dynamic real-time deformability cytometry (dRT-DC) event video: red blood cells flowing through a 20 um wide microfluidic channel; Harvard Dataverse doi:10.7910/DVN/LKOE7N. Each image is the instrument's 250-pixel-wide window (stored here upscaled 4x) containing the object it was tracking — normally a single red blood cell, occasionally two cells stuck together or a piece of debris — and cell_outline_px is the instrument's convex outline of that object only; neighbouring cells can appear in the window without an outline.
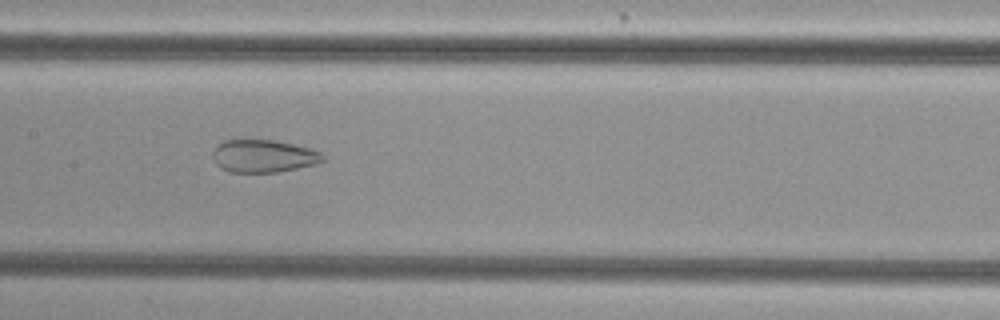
{"species": "common noctule bat (a hibernating species)", "species_latin": "Nyctalus noctula", "temperature_condition": "cold", "stored_images_in_passage": 55, "camera_frame_rate_fps": 3000, "um_per_image_px": 0.085, "animal": {"sex": "female", "body_mass_g": 29.2, "forearm_length_mm": 56.3}, "frame": {"image": 1, "passage_image": 28, "time_ms": 9.0, "image_size_px": [1000, 320], "cell_outline_px": [[324, 160], [316, 164], [276, 172], [228, 172], [220, 168], [216, 164], [212, 156], [212, 152], [224, 140], [276, 140], [312, 148], [320, 152], [324, 156]], "centroid_in_image_um": [22.4, 13.26], "position_along_channel_um": 185.0, "area_um2": 20.98}}
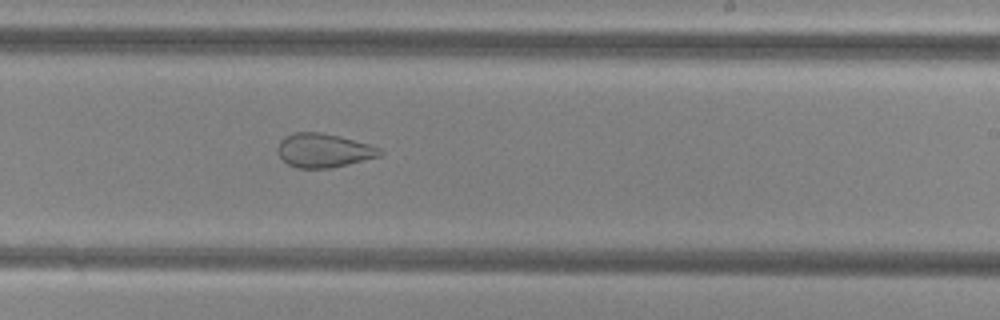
{"frame": {"image": 2, "passage_image": 34, "time_ms": 11.0, "image_size_px": [1000, 320], "cell_outline_px": [[384, 152], [380, 156], [332, 168], [296, 168], [288, 164], [276, 152], [276, 148], [280, 140], [284, 136], [292, 132], [320, 132], [340, 136], [368, 144], [380, 148]], "centroid_in_image_um": [27.48, 12.78], "position_along_channel_um": 261.5, "area_um2": 20.35}}
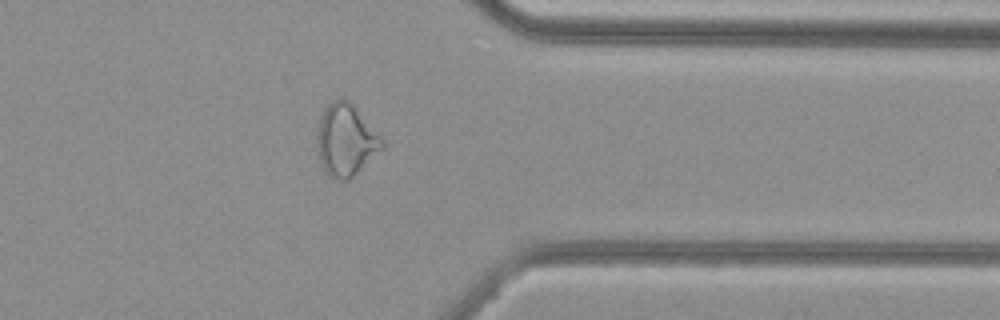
{"frame": {"image": 3, "passage_image": 44, "time_ms": 14.333, "image_size_px": [1000, 320], "cell_outline_px": [[384, 148], [348, 180], [336, 180], [328, 176], [324, 172], [320, 164], [316, 144], [316, 136], [320, 120], [324, 108], [332, 100], [340, 96], [348, 100], [352, 104], [384, 140]], "centroid_in_image_um": [29.36, 11.92], "position_along_channel_um": 382.0, "area_um2": 27.4}, "authors_computed_cell_mechanics": {"area_um2": 29.4202, "velocity_mm_per_s": 3.8375, "shape_relaxation_time_tau1_ms": null, "shape_relaxation_time_tau2_ms": 1.4223, "deformation_change_tau1": null, "deformation_change_tau2": 0.0802}}